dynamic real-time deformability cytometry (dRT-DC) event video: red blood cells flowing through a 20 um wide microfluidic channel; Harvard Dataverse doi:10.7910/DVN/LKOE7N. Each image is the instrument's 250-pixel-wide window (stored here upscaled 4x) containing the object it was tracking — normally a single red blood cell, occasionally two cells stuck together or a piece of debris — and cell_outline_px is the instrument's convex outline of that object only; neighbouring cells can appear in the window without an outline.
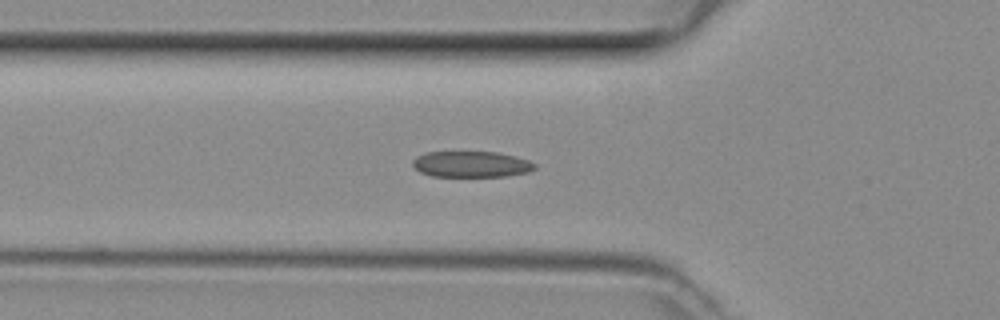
{"species": "common noctule bat (a hibernating species)", "species_latin": "Nyctalus noctula", "temperature_condition": "room temperature", "stored_images_in_passage": 49, "camera_frame_rate_fps": 3000, "um_per_image_px": 0.085, "animal": {"sex": "female", "body_mass_g": 29.2, "forearm_length_mm": 56.3}, "frame": {"image": 1, "passage_image": 16, "time_ms": 5.0, "image_size_px": [1000, 320], "cell_outline_px": [[536, 168], [528, 172], [508, 176], [432, 176], [420, 172], [412, 164], [412, 160], [416, 156], [424, 152], [496, 152], [516, 156], [528, 160], [536, 164]], "centroid_in_image_um": [40.06, 13.95], "position_along_channel_um": 85.7, "area_um2": 18.55}}
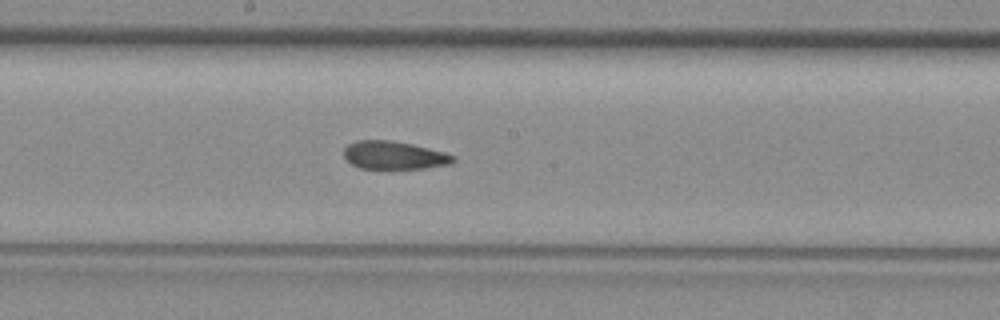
{"frame": {"image": 2, "passage_image": 25, "time_ms": 8.0, "image_size_px": [1000, 320], "cell_outline_px": [[456, 160], [452, 164], [424, 168], [360, 168], [352, 164], [344, 156], [344, 148], [348, 144], [356, 140], [392, 140], [412, 144], [444, 152], [456, 156]], "centroid_in_image_um": [33.52, 13.19], "position_along_channel_um": 214.7, "area_um2": 17.86}}
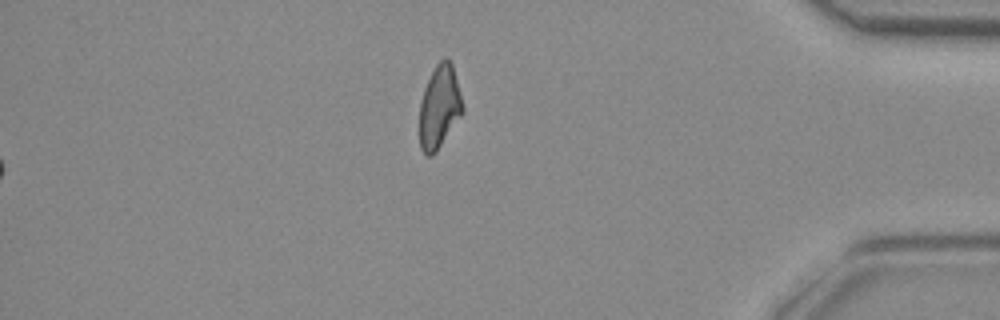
{"frame": {"image": 3, "passage_image": 49, "time_ms": 16.0, "image_size_px": [1000, 320], "cell_outline_px": [[464, 112], [436, 152], [432, 156], [428, 156], [420, 148], [420, 100], [424, 88], [436, 64], [444, 56], [452, 64], [464, 108]], "centroid_in_image_um": [37.35, 9.1], "position_along_channel_um": 397.9, "area_um2": 20.75}}